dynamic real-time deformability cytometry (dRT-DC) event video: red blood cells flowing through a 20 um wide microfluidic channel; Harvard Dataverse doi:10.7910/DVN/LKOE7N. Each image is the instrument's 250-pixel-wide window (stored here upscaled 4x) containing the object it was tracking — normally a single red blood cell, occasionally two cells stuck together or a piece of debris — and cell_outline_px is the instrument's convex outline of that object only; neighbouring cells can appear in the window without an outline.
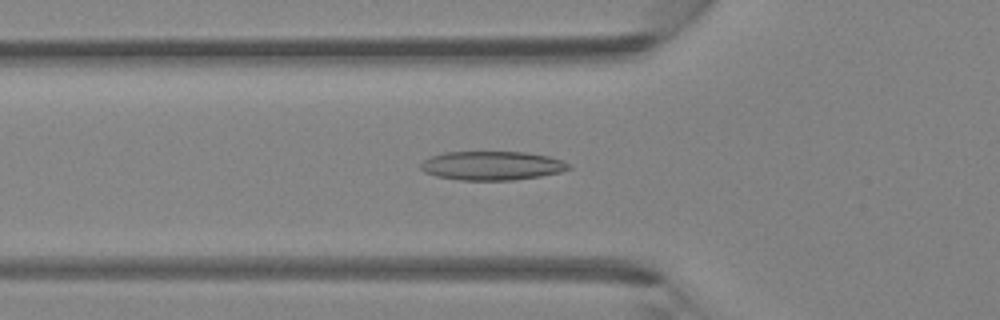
{"species": "Egyptian fruit bat (a non-hibernating species)", "species_latin": "Rousettus aegyptiacus", "temperature_condition": "room temperature", "stored_images_in_passage": 44, "camera_frame_rate_fps": 3000, "um_per_image_px": 0.085, "animal": {"sex": "female"}, "frame": {"image": 1, "passage_image": 14, "time_ms": 4.333, "image_size_px": [1000, 320], "cell_outline_px": [[572, 168], [560, 172], [540, 176], [512, 180], [460, 180], [436, 176], [424, 172], [420, 168], [420, 164], [424, 160], [432, 156], [444, 152], [524, 152], [548, 156], [572, 164]], "centroid_in_image_um": [41.82, 14.08], "position_along_channel_um": 84.0, "area_um2": 24.91}}
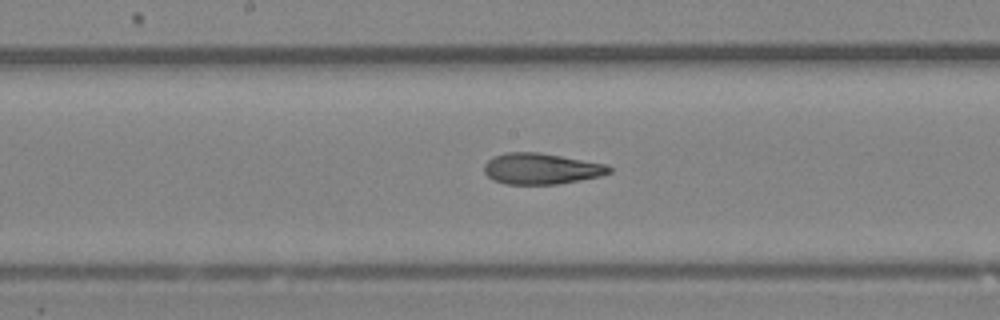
{"frame": {"image": 2, "passage_image": 22, "time_ms": 7.0, "image_size_px": [1000, 320], "cell_outline_px": [[612, 172], [600, 176], [580, 180], [556, 184], [504, 184], [492, 180], [484, 172], [484, 164], [492, 156], [508, 152], [540, 152], [608, 164], [612, 168]], "centroid_in_image_um": [46.0, 14.33], "position_along_channel_um": 202.2, "area_um2": 22.83}}
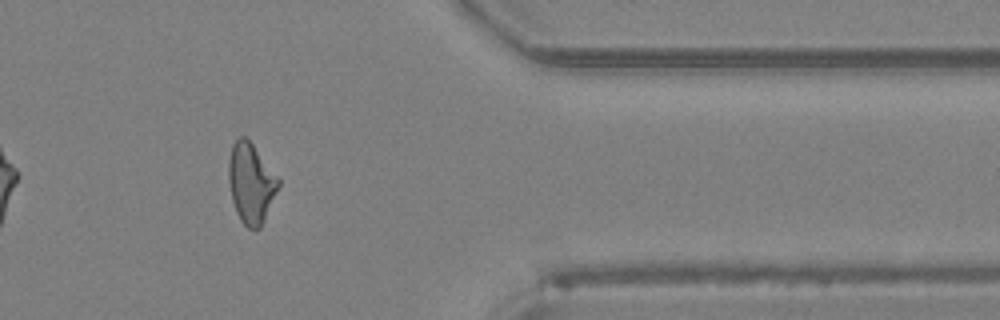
{"frame": {"image": 3, "passage_image": 36, "time_ms": 11.667, "image_size_px": [1000, 320], "cell_outline_px": [[280, 184], [264, 220], [260, 228], [248, 228], [240, 220], [236, 212], [232, 200], [228, 180], [228, 160], [232, 144], [240, 136], [244, 136], [252, 144], [280, 180]], "centroid_in_image_um": [21.31, 15.57], "position_along_channel_um": 390.1, "area_um2": 22.95}}